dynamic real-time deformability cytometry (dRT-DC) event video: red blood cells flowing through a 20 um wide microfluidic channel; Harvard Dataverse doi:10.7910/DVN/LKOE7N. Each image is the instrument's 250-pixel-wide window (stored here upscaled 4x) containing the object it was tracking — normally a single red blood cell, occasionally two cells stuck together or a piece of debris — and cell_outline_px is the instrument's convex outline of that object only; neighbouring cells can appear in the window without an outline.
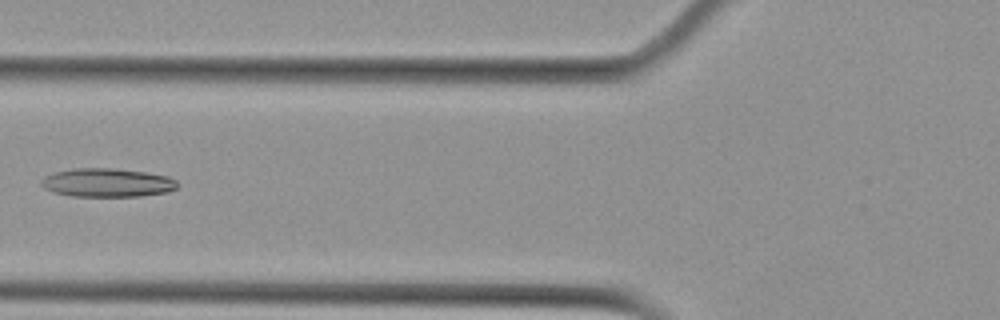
{"species": "Egyptian fruit bat (a non-hibernating species)", "species_latin": "Rousettus aegyptiacus", "temperature_condition": "cold", "stored_images_in_passage": 5, "camera_frame_rate_fps": 3000, "um_per_image_px": 0.085, "animal": {"sex": "female"}, "frame": {"image": 1, "passage_image": 5, "time_ms": 5.0, "image_size_px": [1000, 320], "cell_outline_px": [[176, 188], [168, 192], [140, 196], [72, 196], [52, 192], [44, 188], [40, 184], [40, 180], [44, 176], [56, 172], [72, 168], [112, 168], [144, 172], [168, 176], [176, 180]], "centroid_in_image_um": [9.07, 15.52], "position_along_channel_um": 116.7, "area_um2": 22.72}}